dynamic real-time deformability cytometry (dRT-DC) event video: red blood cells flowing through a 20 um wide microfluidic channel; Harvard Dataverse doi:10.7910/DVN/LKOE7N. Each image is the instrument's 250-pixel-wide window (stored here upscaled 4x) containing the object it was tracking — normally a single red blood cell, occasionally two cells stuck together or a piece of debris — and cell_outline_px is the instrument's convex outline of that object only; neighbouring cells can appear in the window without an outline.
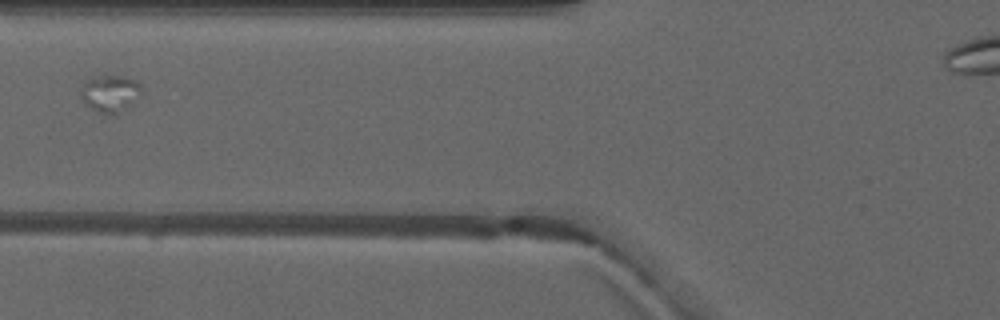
{"species": "common noctule bat (a hibernating species)", "species_latin": "Nyctalus noctula", "temperature_condition": "warm", "stored_images_in_passage": 3, "camera_frame_rate_fps": 3000, "um_per_image_px": 0.085, "animal": {"sex": "male", "forearm_length_mm": 52.5}, "frame": {"image": 1, "passage_image": 2, "time_ms": 1.333, "image_size_px": [1000, 320], "cell_outline_px": [[140, 92], [132, 104], [116, 116], [112, 116], [100, 112], [92, 108], [80, 96], [80, 92], [84, 80], [92, 76], [104, 72], [124, 76], [136, 80], [140, 84]], "centroid_in_image_um": [9.34, 7.89], "position_along_channel_um": 116.5, "area_um2": 13.58}}
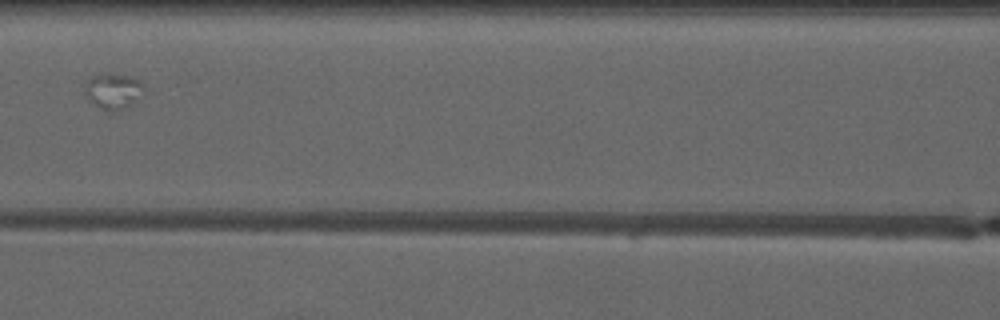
{"frame": {"image": 2, "passage_image": 3, "time_ms": 2.333, "image_size_px": [1000, 320], "cell_outline_px": [[144, 88], [128, 108], [104, 108], [88, 100], [84, 92], [88, 80], [92, 76], [100, 72], [108, 72], [128, 76], [140, 80], [144, 84]], "centroid_in_image_um": [9.6, 7.66], "position_along_channel_um": 157.0, "area_um2": 11.85}}